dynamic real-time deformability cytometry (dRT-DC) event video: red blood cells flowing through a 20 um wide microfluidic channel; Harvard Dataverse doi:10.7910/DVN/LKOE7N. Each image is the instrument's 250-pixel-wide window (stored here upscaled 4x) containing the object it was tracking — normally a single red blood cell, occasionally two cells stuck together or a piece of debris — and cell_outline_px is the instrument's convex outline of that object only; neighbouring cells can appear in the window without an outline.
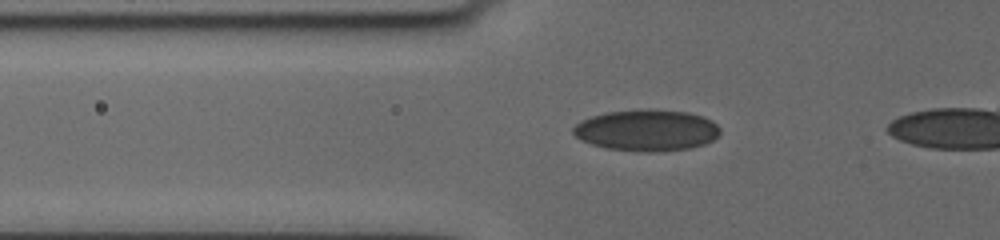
{"species": "human", "species_latin": "Homo sapiens", "temperature_condition": "cold", "stored_images_in_passage": 9, "camera_frame_rate_fps": 3000, "um_per_image_px": 0.085, "donor": {"sex": "female"}, "frame": {"image": 1, "passage_image": 6, "time_ms": 3.333, "image_size_px": [1000, 240], "cell_outline_px": [[720, 132], [712, 140], [704, 144], [688, 148], [656, 152], [648, 152], [608, 148], [592, 144], [580, 140], [572, 132], [572, 128], [580, 120], [592, 116], [608, 112], [688, 112], [712, 120], [720, 128]], "centroid_in_image_um": [54.95, 11.12], "position_along_channel_um": 70.9, "area_um2": 34.22}}
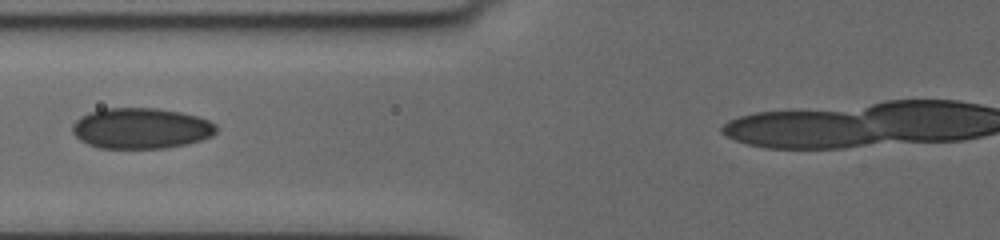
{"frame": {"image": 2, "passage_image": 8, "time_ms": 4.667, "image_size_px": [1000, 240], "cell_outline_px": [[216, 132], [212, 136], [188, 144], [168, 148], [100, 148], [88, 144], [80, 140], [72, 132], [72, 124], [80, 116], [88, 112], [104, 108], [156, 108], [180, 112], [196, 116], [208, 120], [216, 124]], "centroid_in_image_um": [11.97, 10.91], "position_along_channel_um": 113.8, "area_um2": 34.33}}